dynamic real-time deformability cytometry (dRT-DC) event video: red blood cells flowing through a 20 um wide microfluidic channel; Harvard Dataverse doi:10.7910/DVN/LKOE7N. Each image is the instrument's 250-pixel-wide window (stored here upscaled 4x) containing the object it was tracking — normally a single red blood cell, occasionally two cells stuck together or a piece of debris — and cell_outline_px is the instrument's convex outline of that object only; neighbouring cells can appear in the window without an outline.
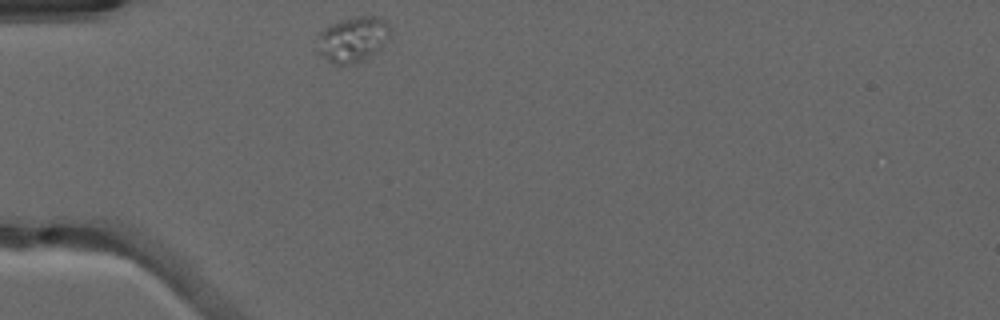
{"species": "common noctule bat (a hibernating species)", "species_latin": "Nyctalus noctula", "temperature_condition": "warm", "stored_images_in_passage": 28, "camera_frame_rate_fps": 3000, "um_per_image_px": 0.085, "animal": {"sex": "male", "forearm_length_mm": 52.5}, "frame": {"image": 1, "passage_image": 1, "time_ms": 0.0, "image_size_px": [1000, 320], "cell_outline_px": [[392, 28], [388, 40], [380, 48], [360, 60], [352, 64], [336, 64], [328, 60], [316, 48], [320, 32], [328, 24], [352, 16], [376, 16], [384, 20]], "centroid_in_image_um": [29.99, 3.29], "position_along_channel_um": 55.0, "area_um2": 19.13}}
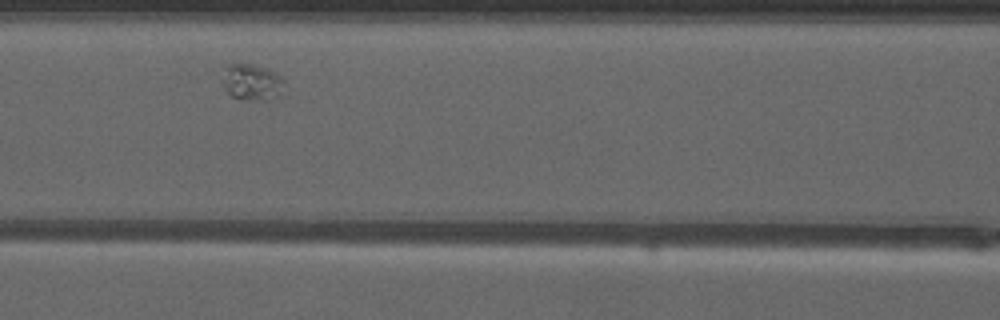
{"frame": {"image": 2, "passage_image": 9, "time_ms": 2.667, "image_size_px": [1000, 320], "cell_outline_px": [[284, 80], [276, 92], [268, 100], [240, 100], [224, 92], [220, 64], [252, 64], [264, 68], [280, 76]], "centroid_in_image_um": [21.21, 6.95], "position_along_channel_um": 145.4, "area_um2": 13.01}}
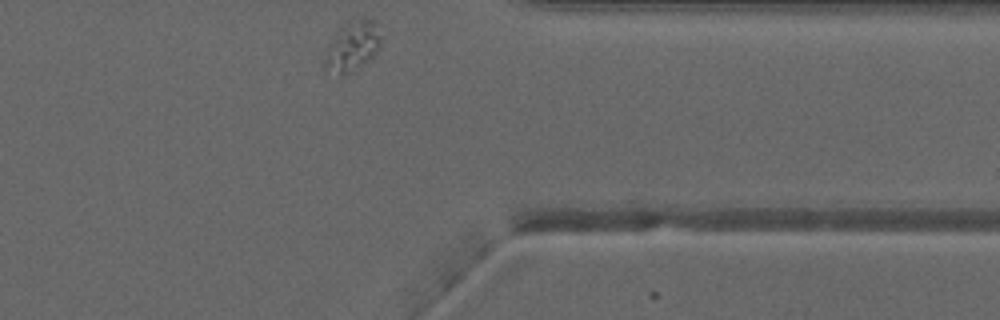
{"frame": {"image": 3, "passage_image": 28, "time_ms": 9.0, "image_size_px": [1000, 320], "cell_outline_px": [[380, 48], [368, 60], [348, 72], [324, 76], [324, 60], [328, 48], [340, 28], [348, 20], [372, 20], [380, 36]], "centroid_in_image_um": [29.9, 3.98], "position_along_channel_um": 381.5, "area_um2": 15.72}}